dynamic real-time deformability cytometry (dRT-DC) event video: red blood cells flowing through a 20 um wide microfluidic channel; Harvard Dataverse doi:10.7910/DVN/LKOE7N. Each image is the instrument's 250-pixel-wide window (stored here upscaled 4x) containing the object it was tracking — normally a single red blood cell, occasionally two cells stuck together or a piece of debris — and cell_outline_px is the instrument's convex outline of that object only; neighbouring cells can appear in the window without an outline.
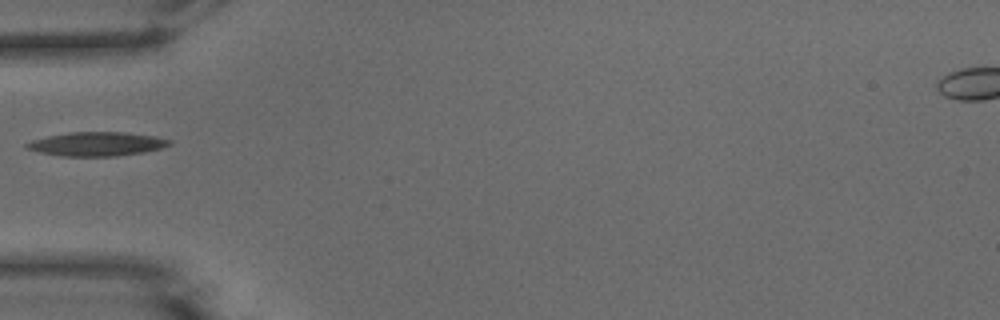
{"species": "common noctule bat (a hibernating species)", "species_latin": "Nyctalus noctula", "temperature_condition": "warm", "stored_images_in_passage": 35, "camera_frame_rate_fps": 3000, "um_per_image_px": 0.085, "animal": {"sex": "male", "body_mass_g": 15.6}, "frame": {"image": 1, "passage_image": 1, "time_ms": 0.0, "image_size_px": [1000, 320], "cell_outline_px": [[172, 144], [160, 148], [144, 152], [116, 156], [60, 156], [40, 152], [24, 148], [24, 144], [32, 140], [48, 136], [68, 132], [124, 132], [156, 136], [172, 140]], "centroid_in_image_um": [8.22, 12.23], "position_along_channel_um": 76.8, "area_um2": 20.0}}
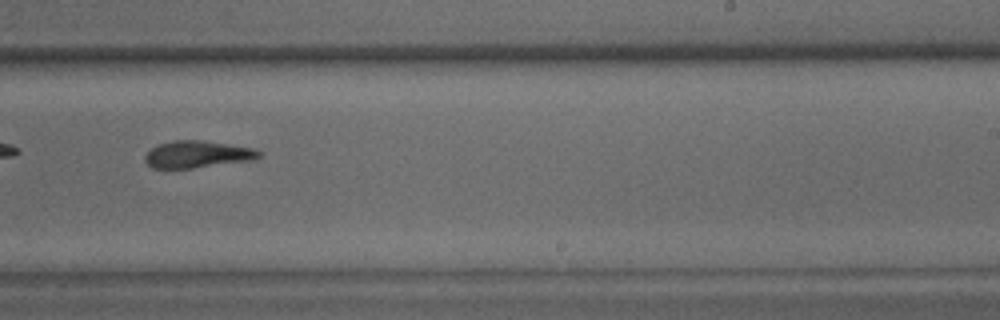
{"frame": {"image": 2, "passage_image": 16, "time_ms": 5.0, "image_size_px": [1000, 320], "cell_outline_px": [[260, 156], [252, 160], [192, 168], [152, 168], [144, 160], [144, 156], [152, 148], [160, 144], [172, 140], [200, 140], [256, 148], [260, 152]], "centroid_in_image_um": [16.77, 13.11], "position_along_channel_um": 272.2, "area_um2": 17.8}}
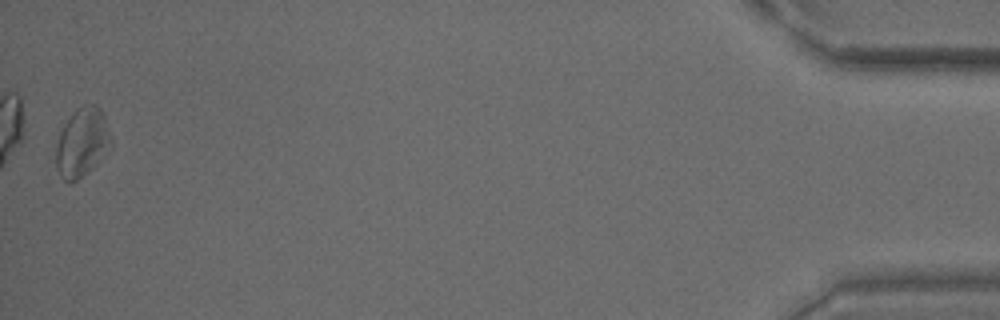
{"frame": {"image": 3, "passage_image": 35, "time_ms": 11.333, "image_size_px": [1000, 320], "cell_outline_px": [[112, 144], [92, 168], [72, 184], [68, 184], [60, 176], [56, 168], [56, 144], [60, 132], [64, 124], [72, 112], [76, 108], [84, 104], [96, 104], [104, 112], [112, 140]], "centroid_in_image_um": [6.97, 12.09], "position_along_channel_um": 428.2, "area_um2": 22.31}}